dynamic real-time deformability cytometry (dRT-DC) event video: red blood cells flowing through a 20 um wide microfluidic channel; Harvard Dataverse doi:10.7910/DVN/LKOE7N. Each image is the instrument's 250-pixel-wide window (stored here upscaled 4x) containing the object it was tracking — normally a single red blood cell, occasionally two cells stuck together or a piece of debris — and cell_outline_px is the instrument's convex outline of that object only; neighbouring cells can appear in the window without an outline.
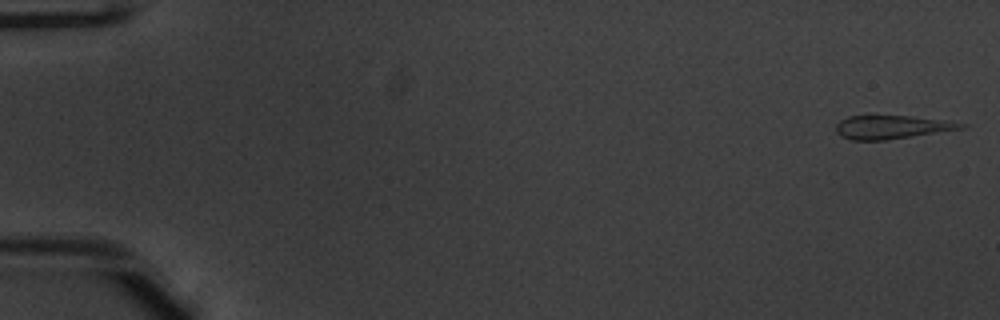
{"species": "common noctule bat (a hibernating species)", "species_latin": "Nyctalus noctula", "temperature_condition": "warm", "stored_images_in_passage": 51, "camera_frame_rate_fps": 3000, "um_per_image_px": 0.085, "animal": {"sex": "male", "body_mass_g": 20.1, "forearm_length_mm": 53.5}, "frame": {"image": 1, "passage_image": 1, "time_ms": 0.0, "image_size_px": [1000, 320], "cell_outline_px": [[968, 124], [964, 128], [884, 140], [852, 140], [840, 136], [836, 132], [836, 124], [840, 120], [848, 116], [908, 116], [944, 120]], "centroid_in_image_um": [75.75, 10.8], "position_along_channel_um": 9.3, "area_um2": 16.82}}
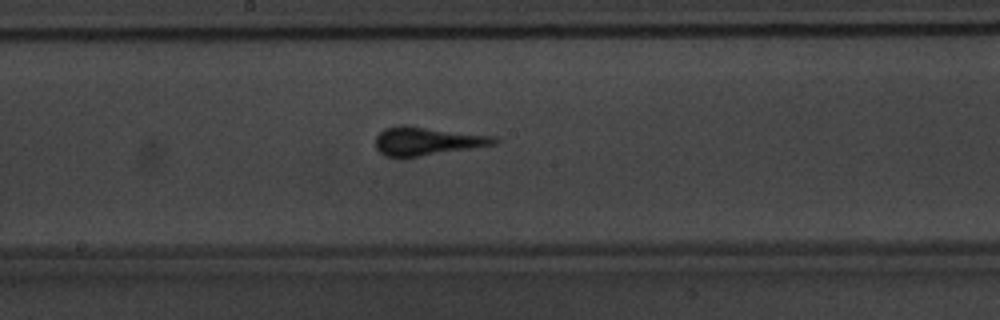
{"frame": {"image": 2, "passage_image": 28, "time_ms": 9.0, "image_size_px": [1000, 320], "cell_outline_px": [[500, 140], [496, 144], [420, 156], [384, 156], [376, 148], [376, 136], [384, 128], [400, 124], [408, 124], [496, 136]], "centroid_in_image_um": [36.31, 11.95], "position_along_channel_um": 211.9, "area_um2": 19.83}}
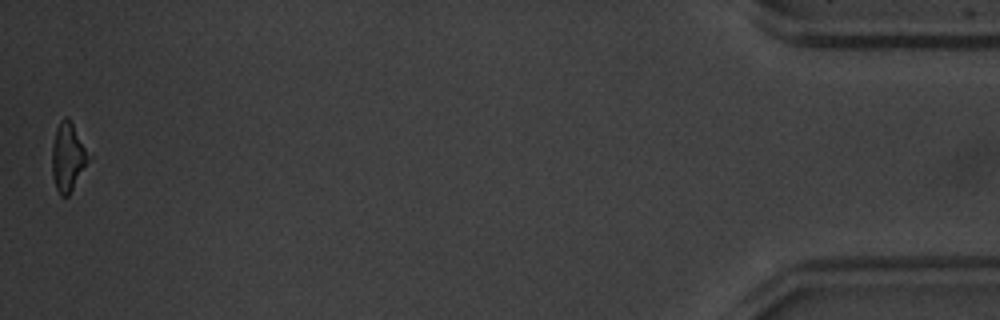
{"frame": {"image": 3, "passage_image": 51, "time_ms": 16.667, "image_size_px": [1000, 320], "cell_outline_px": [[92, 156], [68, 196], [60, 196], [56, 188], [52, 176], [52, 144], [56, 128], [60, 120], [64, 116], [68, 116]], "centroid_in_image_um": [5.78, 13.32], "position_along_channel_um": 429.4, "area_um2": 14.8}}